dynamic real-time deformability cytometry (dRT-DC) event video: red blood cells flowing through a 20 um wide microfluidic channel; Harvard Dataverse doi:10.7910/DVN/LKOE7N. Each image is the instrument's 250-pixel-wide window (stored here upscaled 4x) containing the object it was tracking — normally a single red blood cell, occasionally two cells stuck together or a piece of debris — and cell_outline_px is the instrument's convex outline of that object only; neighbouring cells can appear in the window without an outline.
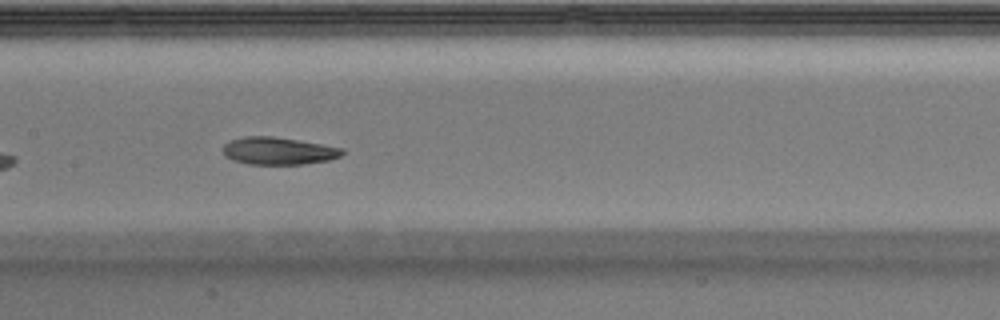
{"species": "Egyptian fruit bat (a non-hibernating species)", "species_latin": "Rousettus aegyptiacus", "temperature_condition": "warm", "stored_images_in_passage": 31, "segment_of_instrument_passage": [1, 2], "camera_frame_rate_fps": 3000, "um_per_image_px": 0.085, "animal": {"sex": "male"}, "frame": {"image": 1, "passage_image": 10, "time_ms": 3.0, "image_size_px": [1000, 320], "cell_outline_px": [[344, 152], [340, 156], [328, 160], [300, 164], [248, 164], [232, 160], [224, 156], [224, 144], [232, 140], [244, 136], [272, 136], [344, 148]], "centroid_in_image_um": [23.64, 12.83], "position_along_channel_um": 183.8, "area_um2": 18.84}}